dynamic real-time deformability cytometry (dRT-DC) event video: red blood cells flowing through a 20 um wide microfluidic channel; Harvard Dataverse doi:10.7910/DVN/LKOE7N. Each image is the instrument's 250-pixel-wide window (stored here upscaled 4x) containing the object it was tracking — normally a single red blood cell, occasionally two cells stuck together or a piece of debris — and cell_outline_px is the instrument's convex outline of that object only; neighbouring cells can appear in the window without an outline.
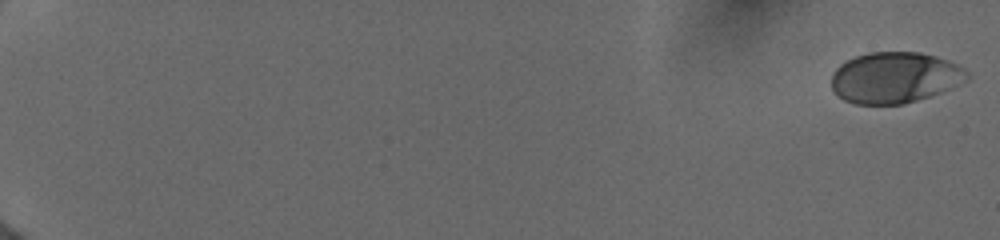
{"species": "human", "species_latin": "Homo sapiens", "temperature_condition": "cold", "stored_images_in_passage": 4, "camera_frame_rate_fps": 3000, "um_per_image_px": 0.085, "donor": {"sex": "female"}, "frame": {"image": 1, "passage_image": 1, "time_ms": 0.0, "image_size_px": [1000, 240], "cell_outline_px": [[968, 80], [952, 88], [904, 104], [856, 104], [844, 100], [836, 96], [832, 92], [832, 72], [840, 64], [856, 56], [868, 52], [920, 52], [948, 60], [964, 68], [968, 72]], "centroid_in_image_um": [76.04, 6.6], "position_along_channel_um": 9.0, "area_um2": 40.46}}